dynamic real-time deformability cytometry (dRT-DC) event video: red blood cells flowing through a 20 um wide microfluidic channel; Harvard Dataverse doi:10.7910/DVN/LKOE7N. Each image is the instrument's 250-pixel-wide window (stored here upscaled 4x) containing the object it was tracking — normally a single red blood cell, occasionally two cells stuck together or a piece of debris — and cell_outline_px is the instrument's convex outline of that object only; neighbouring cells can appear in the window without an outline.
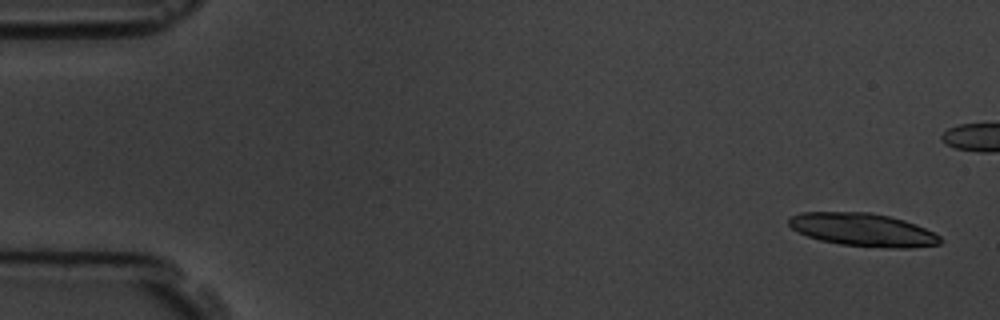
{"species": "common noctule bat (a hibernating species)", "species_latin": "Nyctalus noctula", "temperature_condition": "room temperature", "stored_images_in_passage": 5, "camera_frame_rate_fps": 3000, "um_per_image_px": 0.085, "animal": {"sex": "male", "body_mass_g": 19.5, "forearm_length_mm": 54.6}, "frame": {"image": 1, "passage_image": 1, "time_ms": 0.0, "image_size_px": [1000, 320], "cell_outline_px": [[944, 240], [940, 244], [912, 248], [884, 248], [840, 244], [820, 240], [808, 236], [792, 228], [788, 224], [788, 220], [792, 216], [800, 212], [868, 212], [888, 216], [904, 220], [916, 224], [940, 236]], "centroid_in_image_um": [73.37, 19.54], "position_along_channel_um": 11.6, "area_um2": 29.13}}
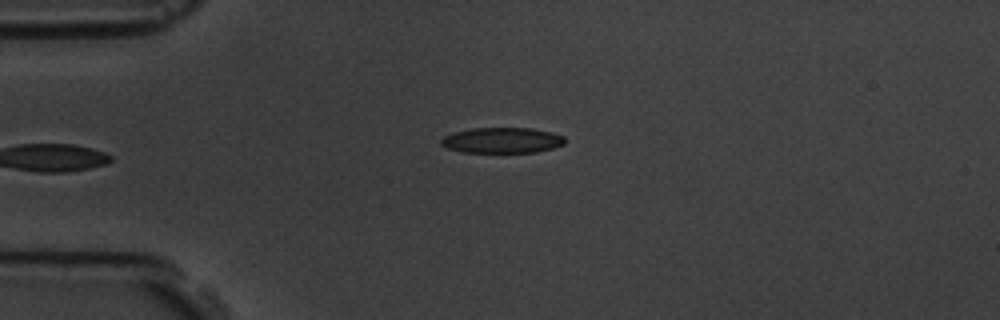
{"frame": {"image": 2, "passage_image": 5, "time_ms": 5.667, "image_size_px": [1000, 320], "cell_outline_px": [[564, 144], [552, 148], [536, 152], [464, 152], [448, 148], [440, 144], [440, 140], [444, 136], [456, 132], [472, 128], [532, 128], [552, 132], [564, 136]], "centroid_in_image_um": [42.69, 11.92], "position_along_channel_um": 42.3, "area_um2": 18.32}}